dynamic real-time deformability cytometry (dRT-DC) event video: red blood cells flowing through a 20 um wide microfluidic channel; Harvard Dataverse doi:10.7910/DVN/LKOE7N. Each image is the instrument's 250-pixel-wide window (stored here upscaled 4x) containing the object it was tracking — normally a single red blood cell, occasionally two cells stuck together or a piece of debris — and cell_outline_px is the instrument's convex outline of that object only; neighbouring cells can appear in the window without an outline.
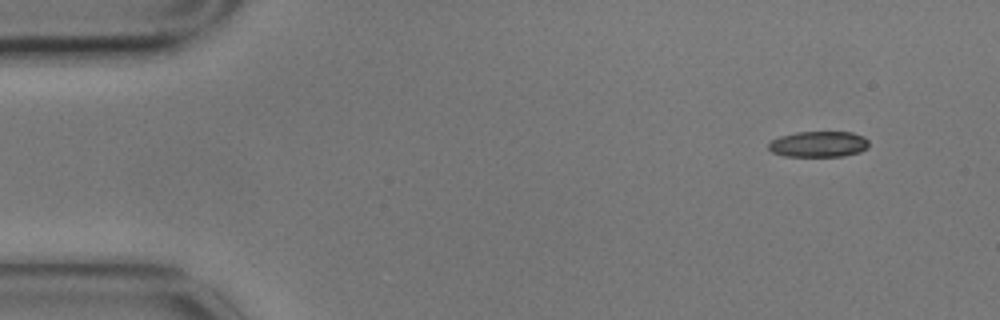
{"species": "common noctule bat (a hibernating species)", "species_latin": "Nyctalus noctula", "temperature_condition": "cold", "stored_images_in_passage": 4, "camera_frame_rate_fps": 3000, "um_per_image_px": 0.085, "animal": {"sex": "male", "body_mass_g": 17.9}, "frame": {"image": 1, "passage_image": 1, "time_ms": 0.0, "image_size_px": [1000, 320], "cell_outline_px": [[868, 148], [860, 152], [844, 156], [784, 156], [772, 152], [768, 148], [768, 144], [772, 140], [780, 136], [796, 132], [852, 132], [864, 136], [868, 140]], "centroid_in_image_um": [69.59, 12.25], "position_along_channel_um": 15.4, "area_um2": 15.2}}
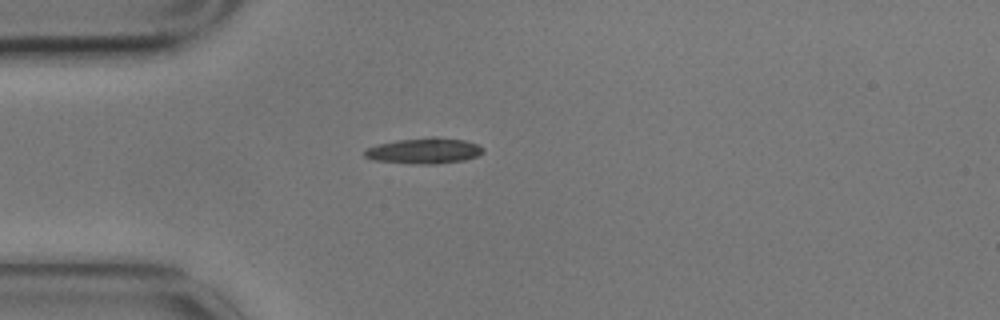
{"frame": {"image": 2, "passage_image": 4, "time_ms": 1.0, "image_size_px": [1000, 320], "cell_outline_px": [[484, 152], [480, 156], [464, 160], [436, 164], [416, 164], [372, 160], [364, 156], [364, 152], [368, 148], [380, 144], [400, 140], [432, 136], [436, 136], [464, 140], [476, 144], [484, 148]], "centroid_in_image_um": [36.11, 12.82], "position_along_channel_um": 48.9, "area_um2": 17.8}}